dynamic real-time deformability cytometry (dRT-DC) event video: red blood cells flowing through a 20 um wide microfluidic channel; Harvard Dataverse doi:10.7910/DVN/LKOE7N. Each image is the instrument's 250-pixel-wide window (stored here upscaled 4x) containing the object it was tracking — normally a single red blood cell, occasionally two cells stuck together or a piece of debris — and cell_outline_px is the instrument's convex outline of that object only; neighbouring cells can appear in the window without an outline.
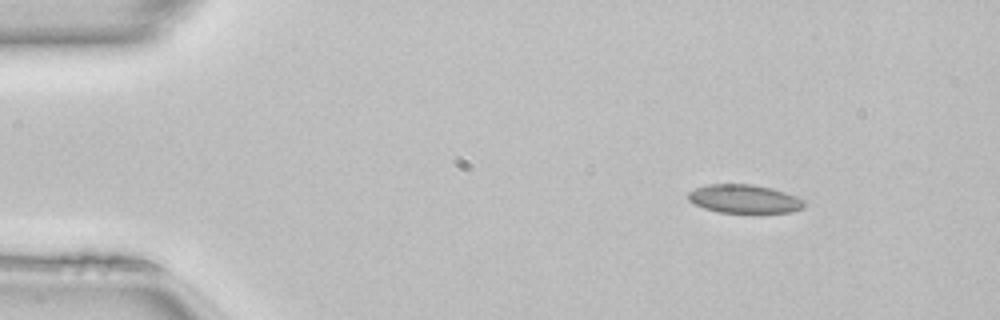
{"species": "common noctule bat (a hibernating species)", "species_latin": "Nyctalus noctula", "temperature_condition": "room temperature", "stored_images_in_passage": 44, "camera_frame_rate_fps": 3000, "um_per_image_px": 0.085, "animal": {"sex": "female", "body_mass_g": 22.7, "forearm_length_mm": 54.2}, "frame": {"image": 1, "passage_image": 1, "time_ms": 0.0, "image_size_px": [1000, 320], "cell_outline_px": [[804, 208], [792, 212], [760, 216], [752, 216], [720, 212], [704, 208], [688, 200], [688, 192], [696, 188], [708, 184], [752, 184], [784, 192], [796, 196], [804, 200]], "centroid_in_image_um": [63.31, 16.97], "position_along_channel_um": 21.7, "area_um2": 20.17}}
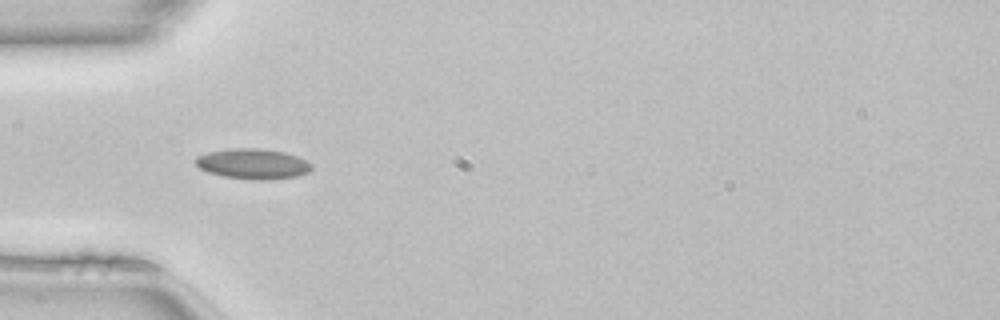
{"frame": {"image": 2, "passage_image": 10, "time_ms": 3.0, "image_size_px": [1000, 320], "cell_outline_px": [[312, 168], [308, 172], [296, 176], [272, 180], [252, 180], [224, 176], [208, 172], [200, 168], [192, 160], [196, 156], [208, 152], [228, 148], [260, 148], [284, 152], [296, 156], [312, 164]], "centroid_in_image_um": [21.46, 13.92], "position_along_channel_um": 63.5, "area_um2": 20.63}}
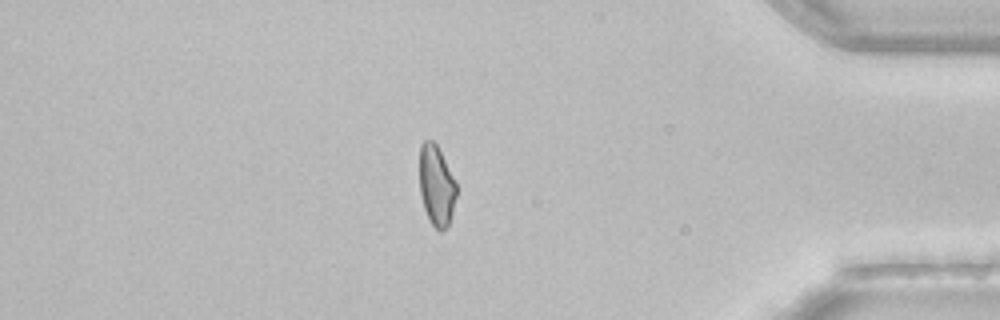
{"frame": {"image": 3, "passage_image": 37, "time_ms": 12.0, "image_size_px": [1000, 320], "cell_outline_px": [[456, 196], [452, 212], [448, 224], [440, 232], [432, 224], [424, 208], [420, 192], [420, 144], [424, 140], [432, 140], [436, 144], [456, 184]], "centroid_in_image_um": [37.08, 15.76], "position_along_channel_um": 398.1, "area_um2": 16.82}, "authors_computed_cell_mechanics": {"area_um2": 18.9584, "velocity_mm_per_s": 4.1269, "shape_relaxation_time_tau1_ms": 10.489, "shape_relaxation_time_tau2_ms": 1.8646, "deformation_change_tau1": 0.1349, "deformation_change_tau2": 0.0844}}